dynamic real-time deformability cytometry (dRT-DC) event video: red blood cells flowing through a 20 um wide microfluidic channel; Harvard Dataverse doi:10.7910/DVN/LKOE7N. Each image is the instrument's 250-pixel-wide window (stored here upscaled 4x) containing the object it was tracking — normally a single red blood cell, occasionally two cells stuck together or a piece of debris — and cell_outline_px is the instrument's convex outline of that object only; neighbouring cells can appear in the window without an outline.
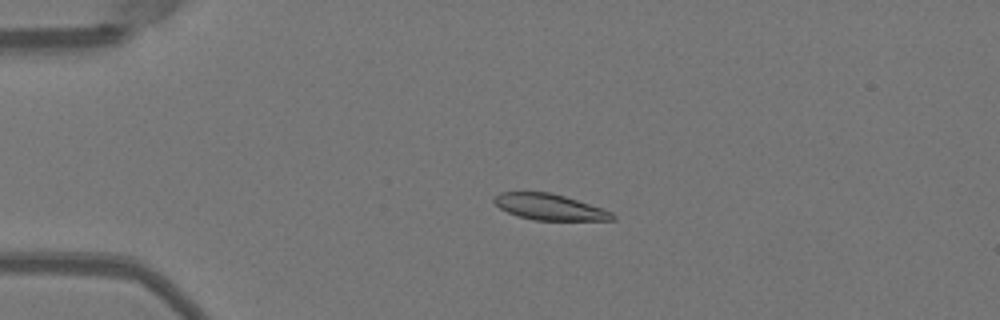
{"species": "Egyptian fruit bat (a non-hibernating species)", "species_latin": "Rousettus aegyptiacus", "temperature_condition": "warm", "stored_images_in_passage": 52, "camera_frame_rate_fps": 3000, "um_per_image_px": 0.085, "animal": {"sex": "female"}, "frame": {"image": 1, "passage_image": 13, "time_ms": 4.0, "image_size_px": [1000, 320], "cell_outline_px": [[616, 220], [532, 220], [516, 216], [500, 208], [492, 200], [492, 196], [500, 192], [552, 192], [612, 212], [616, 216]], "centroid_in_image_um": [46.66, 17.59], "position_along_channel_um": 38.3, "area_um2": 17.92}}
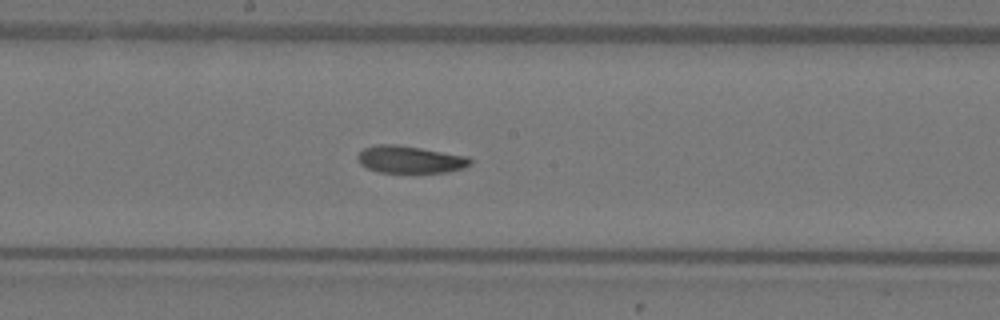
{"frame": {"image": 2, "passage_image": 29, "time_ms": 9.333, "image_size_px": [1000, 320], "cell_outline_px": [[472, 164], [464, 168], [448, 172], [380, 172], [368, 168], [360, 164], [356, 156], [364, 148], [376, 144], [396, 144], [468, 156], [472, 160]], "centroid_in_image_um": [34.87, 13.55], "position_along_channel_um": 213.3, "area_um2": 17.86}}
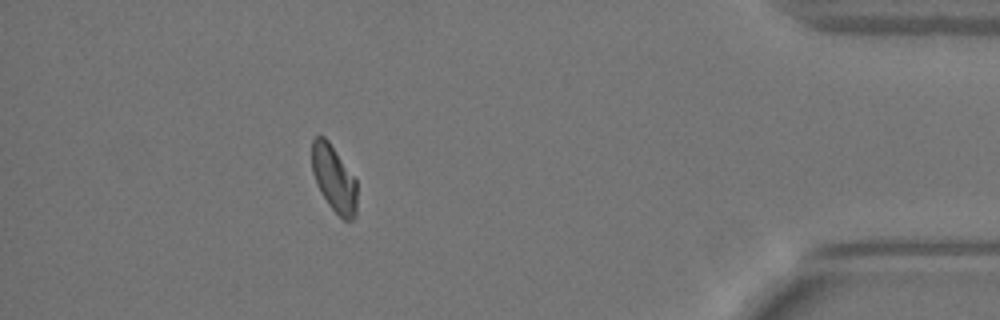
{"frame": {"image": 3, "passage_image": 47, "time_ms": 15.333, "image_size_px": [1000, 320], "cell_outline_px": [[356, 216], [352, 220], [344, 220], [328, 204], [320, 192], [316, 184], [312, 172], [312, 140], [316, 136], [324, 136], [328, 140], [356, 180]], "centroid_in_image_um": [28.37, 15.19], "position_along_channel_um": 406.8, "area_um2": 17.34}, "authors_computed_cell_mechanics": {"area_um2": 18.496, "velocity_mm_per_s": 4.0035, "shape_relaxation_time_tau1_ms": 5.098, "shape_relaxation_time_tau2_ms": 4.701, "deformation_change_tau1": 0.1464, "deformation_change_tau2": 0.0894}}